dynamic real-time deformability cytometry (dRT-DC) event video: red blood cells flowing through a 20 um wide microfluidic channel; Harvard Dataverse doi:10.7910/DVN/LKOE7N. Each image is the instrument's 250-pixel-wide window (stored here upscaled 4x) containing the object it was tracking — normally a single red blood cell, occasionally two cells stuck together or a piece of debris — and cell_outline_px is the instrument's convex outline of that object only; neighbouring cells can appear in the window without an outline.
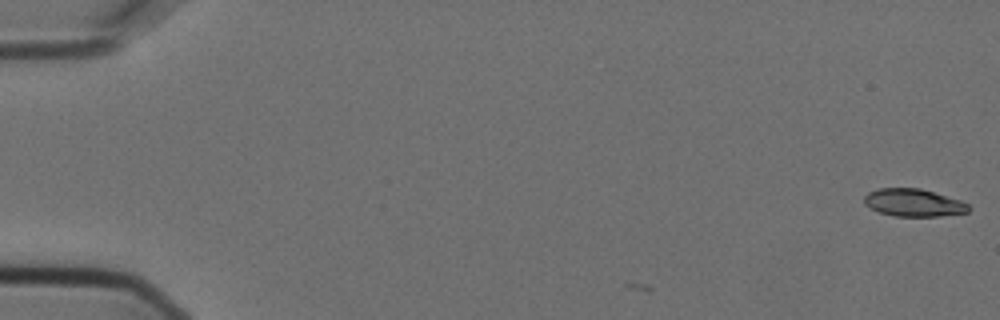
{"species": "Egyptian fruit bat (a non-hibernating species)", "species_latin": "Rousettus aegyptiacus", "temperature_condition": "cold", "stored_images_in_passage": 4, "camera_frame_rate_fps": 3000, "um_per_image_px": 0.085, "animal": {"sex": "female"}, "frame": {"image": 1, "passage_image": 1, "time_ms": 0.0, "image_size_px": [1000, 320], "cell_outline_px": [[968, 212], [940, 216], [896, 216], [880, 212], [864, 204], [864, 196], [868, 192], [880, 188], [920, 188], [960, 200], [968, 204]], "centroid_in_image_um": [77.63, 17.22], "position_along_channel_um": 7.4, "area_um2": 16.59}}
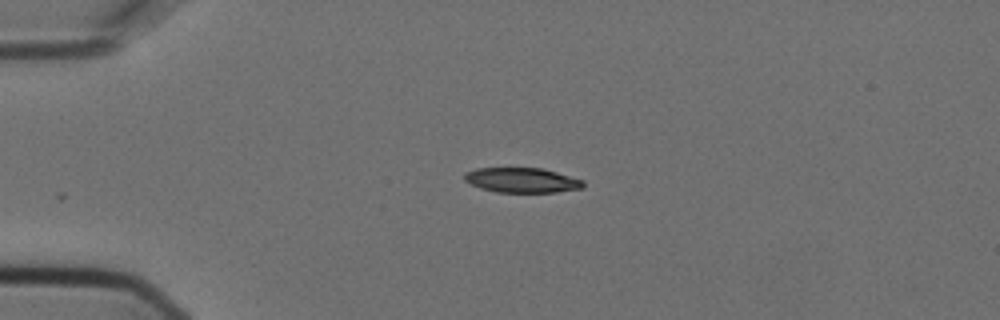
{"frame": {"image": 2, "passage_image": 4, "time_ms": 1.0, "image_size_px": [1000, 320], "cell_outline_px": [[584, 188], [556, 192], [496, 192], [480, 188], [464, 180], [464, 172], [476, 168], [544, 168], [584, 180]], "centroid_in_image_um": [44.38, 15.31], "position_along_channel_um": 40.6, "area_um2": 17.34}}